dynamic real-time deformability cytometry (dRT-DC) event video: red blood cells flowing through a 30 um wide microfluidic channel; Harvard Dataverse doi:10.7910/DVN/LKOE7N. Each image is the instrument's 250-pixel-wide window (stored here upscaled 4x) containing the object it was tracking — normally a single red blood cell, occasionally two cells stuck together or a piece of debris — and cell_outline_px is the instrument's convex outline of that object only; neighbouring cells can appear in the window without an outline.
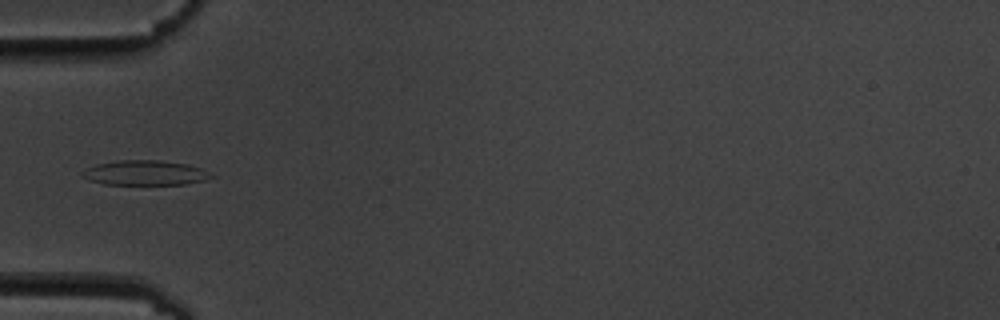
{"species": "common noctule bat (a hibernating species)", "species_latin": "Nyctalus noctula", "temperature_condition": "cold", "stored_images_in_passage": 7, "camera_frame_rate_fps": 3000, "um_per_image_px": 0.085, "animal": {"sex": "male", "body_mass_g": 19.5, "forearm_length_mm": 54.6}, "frame": {"image": 1, "passage_image": 5, "time_ms": 5.333, "image_size_px": [1000, 320], "cell_outline_px": [[216, 176], [204, 180], [184, 184], [104, 184], [88, 180], [80, 176], [80, 172], [96, 164], [120, 160], [160, 160], [188, 164], [200, 168]], "centroid_in_image_um": [12.3, 14.69], "position_along_channel_um": 72.7, "area_um2": 18.61}}
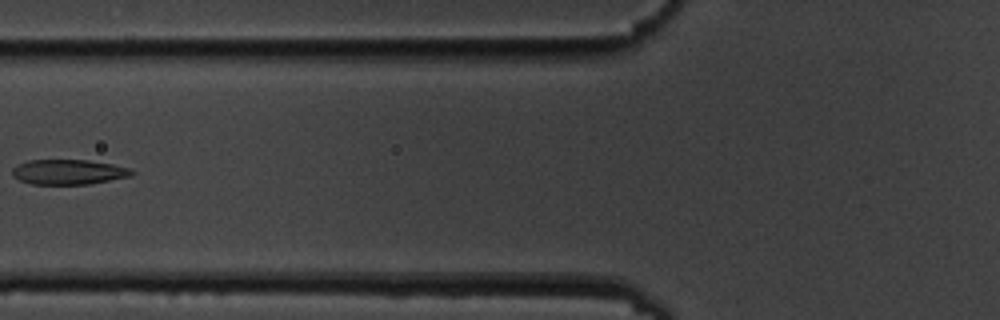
{"frame": {"image": 2, "passage_image": 6, "time_ms": 6.667, "image_size_px": [1000, 320], "cell_outline_px": [[136, 172], [132, 176], [88, 184], [32, 184], [20, 180], [12, 176], [12, 168], [28, 160], [88, 160], [112, 164], [132, 168]], "centroid_in_image_um": [5.86, 14.61], "position_along_channel_um": 119.9, "area_um2": 17.46}}
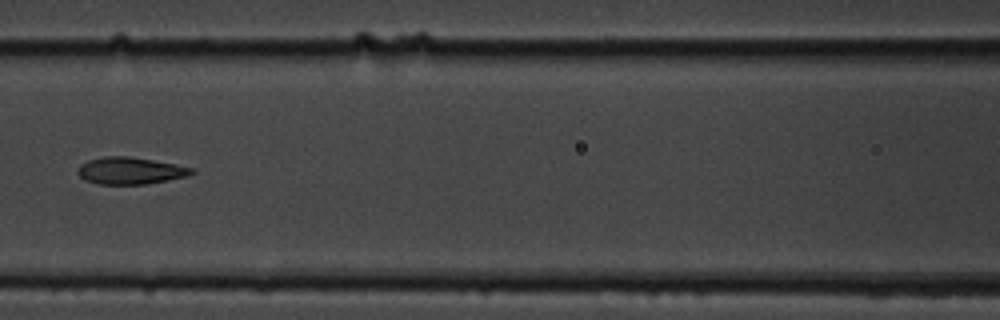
{"frame": {"image": 3, "passage_image": 7, "time_ms": 7.667, "image_size_px": [1000, 320], "cell_outline_px": [[196, 172], [188, 176], [168, 180], [144, 184], [100, 184], [84, 180], [76, 172], [80, 164], [88, 160], [104, 156], [128, 156], [176, 164], [192, 168]], "centroid_in_image_um": [11.06, 14.51], "position_along_channel_um": 155.5, "area_um2": 17.92}}